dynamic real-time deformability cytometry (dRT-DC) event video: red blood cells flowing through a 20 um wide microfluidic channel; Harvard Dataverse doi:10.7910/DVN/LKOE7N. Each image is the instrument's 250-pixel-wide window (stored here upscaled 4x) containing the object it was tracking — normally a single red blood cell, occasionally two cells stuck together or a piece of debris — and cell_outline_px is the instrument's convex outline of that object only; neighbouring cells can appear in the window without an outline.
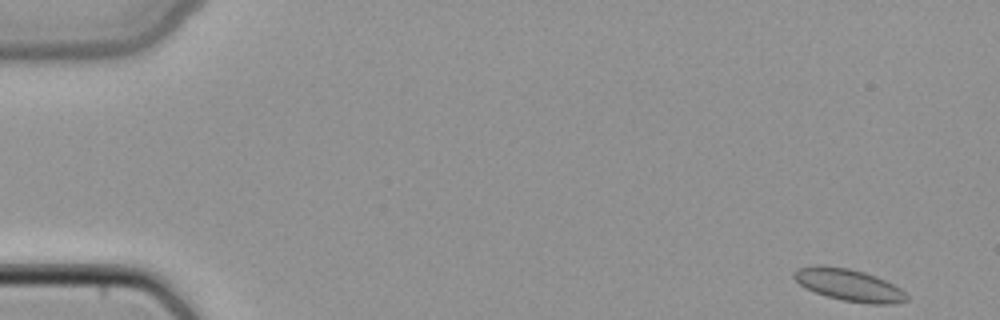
{"species": "common noctule bat (a hibernating species)", "species_latin": "Nyctalus noctula", "temperature_condition": "cold", "stored_images_in_passage": 47, "camera_frame_rate_fps": 3000, "um_per_image_px": 0.085, "animal": {"sex": "female", "body_mass_g": 22.7, "forearm_length_mm": 54.2}, "frame": {"image": 1, "passage_image": 1, "time_ms": 0.0, "image_size_px": [1000, 320], "cell_outline_px": [[908, 300], [896, 304], [868, 304], [844, 300], [828, 296], [804, 288], [792, 276], [792, 272], [796, 268], [848, 268], [864, 272], [876, 276], [900, 288], [908, 296]], "centroid_in_image_um": [72.22, 24.27], "position_along_channel_um": 12.8, "area_um2": 20.35}}
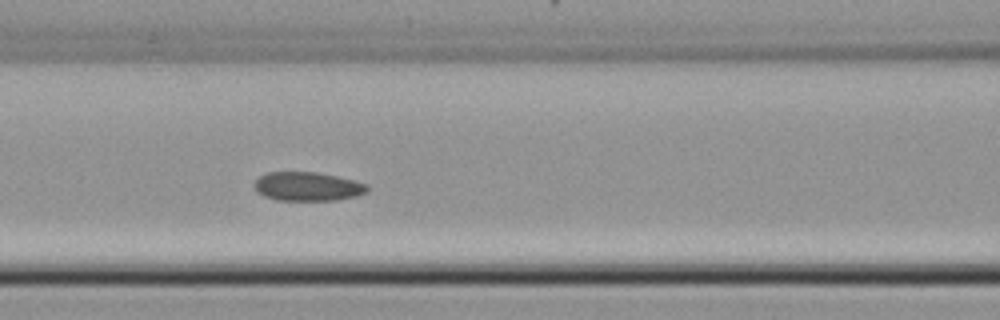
{"frame": {"image": 2, "passage_image": 20, "time_ms": 6.333, "image_size_px": [1000, 320], "cell_outline_px": [[368, 192], [356, 196], [336, 200], [276, 200], [264, 196], [256, 192], [252, 184], [260, 176], [268, 172], [316, 172], [356, 180], [368, 184]], "centroid_in_image_um": [26.14, 15.85], "position_along_channel_um": 140.5, "area_um2": 19.19}}
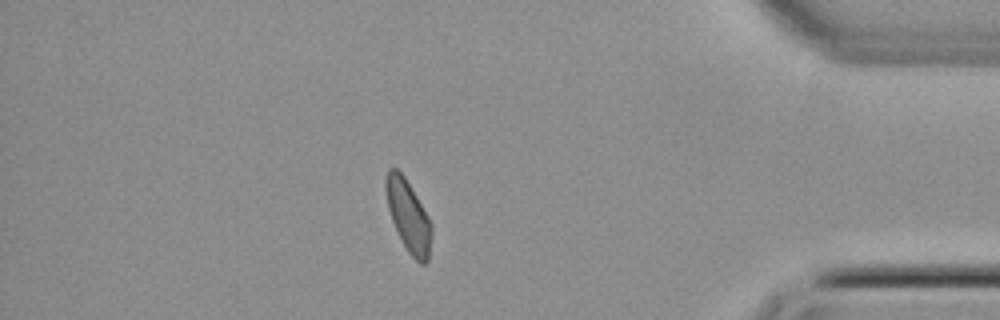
{"frame": {"image": 3, "passage_image": 41, "time_ms": 13.333, "image_size_px": [1000, 320], "cell_outline_px": [[432, 232], [428, 260], [424, 264], [420, 264], [408, 252], [392, 220], [388, 208], [384, 188], [384, 180], [388, 168], [396, 168], [404, 176], [428, 216], [432, 224]], "centroid_in_image_um": [34.7, 18.33], "position_along_channel_um": 400.5, "area_um2": 18.84}}